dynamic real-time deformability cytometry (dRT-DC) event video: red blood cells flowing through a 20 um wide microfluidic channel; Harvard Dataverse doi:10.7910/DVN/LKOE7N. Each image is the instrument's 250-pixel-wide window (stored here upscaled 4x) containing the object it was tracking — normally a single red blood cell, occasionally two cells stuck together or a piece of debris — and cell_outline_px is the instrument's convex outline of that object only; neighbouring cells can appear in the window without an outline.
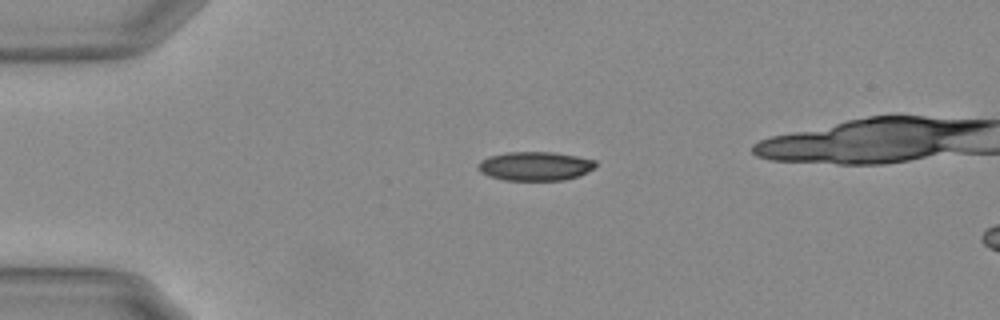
{"species": "Egyptian fruit bat (a non-hibernating species)", "species_latin": "Rousettus aegyptiacus", "temperature_condition": "warm", "stored_images_in_passage": 24, "camera_frame_rate_fps": 3000, "um_per_image_px": 0.085, "animal": {"sex": "female"}, "frame": {"image": 1, "passage_image": 1, "time_ms": 0.0, "image_size_px": [1000, 320], "cell_outline_px": [[596, 168], [580, 176], [564, 180], [504, 180], [488, 176], [480, 172], [476, 168], [476, 164], [480, 160], [488, 156], [508, 152], [552, 152], [576, 156], [596, 160]], "centroid_in_image_um": [45.47, 14.12], "position_along_channel_um": 39.5, "area_um2": 20.11}}
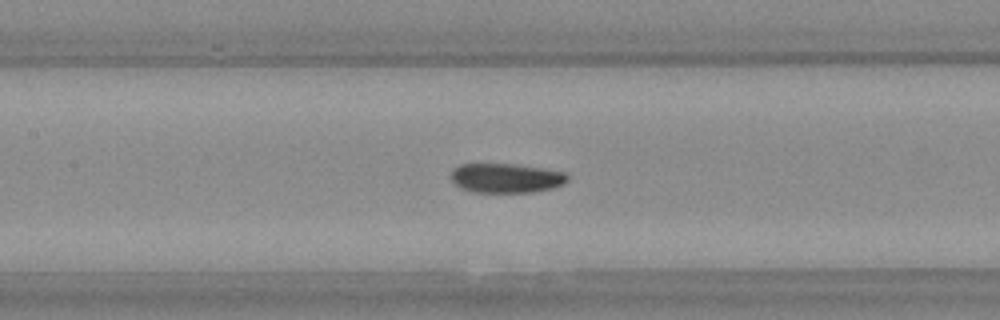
{"frame": {"image": 2, "passage_image": 14, "time_ms": 4.333, "image_size_px": [1000, 320], "cell_outline_px": [[568, 180], [564, 184], [552, 188], [532, 192], [472, 192], [460, 188], [452, 184], [452, 168], [460, 164], [512, 164], [540, 168], [564, 172], [568, 176]], "centroid_in_image_um": [42.98, 15.14], "position_along_channel_um": 164.4, "area_um2": 20.0}}
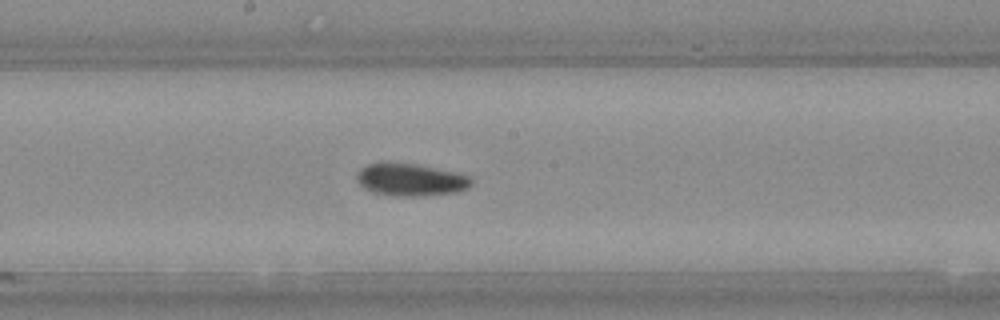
{"frame": {"image": 3, "passage_image": 18, "time_ms": 5.667, "image_size_px": [1000, 320], "cell_outline_px": [[472, 184], [468, 188], [456, 192], [412, 196], [396, 196], [372, 192], [364, 188], [356, 180], [356, 172], [360, 168], [368, 164], [384, 160], [388, 160], [416, 164], [456, 172], [472, 176]], "centroid_in_image_um": [34.85, 15.24], "position_along_channel_um": 213.3, "area_um2": 22.14}}